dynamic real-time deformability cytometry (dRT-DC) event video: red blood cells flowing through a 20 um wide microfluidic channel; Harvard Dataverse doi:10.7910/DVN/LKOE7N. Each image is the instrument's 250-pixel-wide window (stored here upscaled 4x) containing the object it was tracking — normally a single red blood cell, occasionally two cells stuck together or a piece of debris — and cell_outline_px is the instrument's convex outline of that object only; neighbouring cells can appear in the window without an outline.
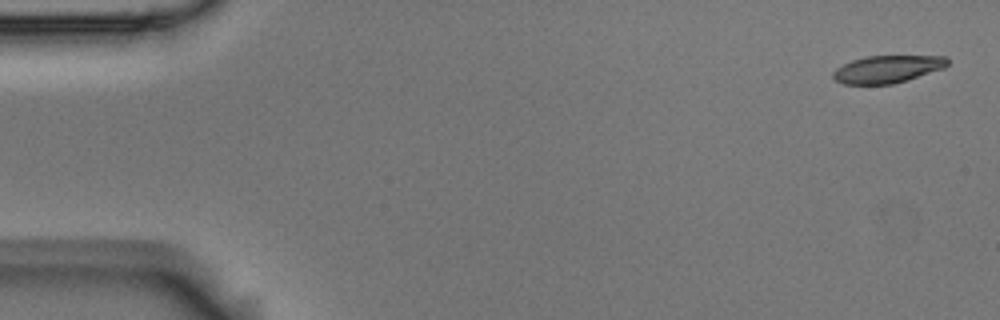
{"species": "Egyptian fruit bat (a non-hibernating species)", "species_latin": "Rousettus aegyptiacus", "temperature_condition": "room temperature", "stored_images_in_passage": 5, "camera_frame_rate_fps": 3000, "um_per_image_px": 0.085, "animal": {"sex": "male"}, "frame": {"image": 1, "passage_image": 1, "time_ms": 0.0, "image_size_px": [1000, 320], "cell_outline_px": [[948, 64], [944, 68], [908, 80], [892, 84], [844, 84], [836, 80], [832, 76], [832, 72], [836, 68], [852, 60], [868, 56], [948, 56]], "centroid_in_image_um": [75.44, 5.88], "position_along_channel_um": 9.6, "area_um2": 18.26}}